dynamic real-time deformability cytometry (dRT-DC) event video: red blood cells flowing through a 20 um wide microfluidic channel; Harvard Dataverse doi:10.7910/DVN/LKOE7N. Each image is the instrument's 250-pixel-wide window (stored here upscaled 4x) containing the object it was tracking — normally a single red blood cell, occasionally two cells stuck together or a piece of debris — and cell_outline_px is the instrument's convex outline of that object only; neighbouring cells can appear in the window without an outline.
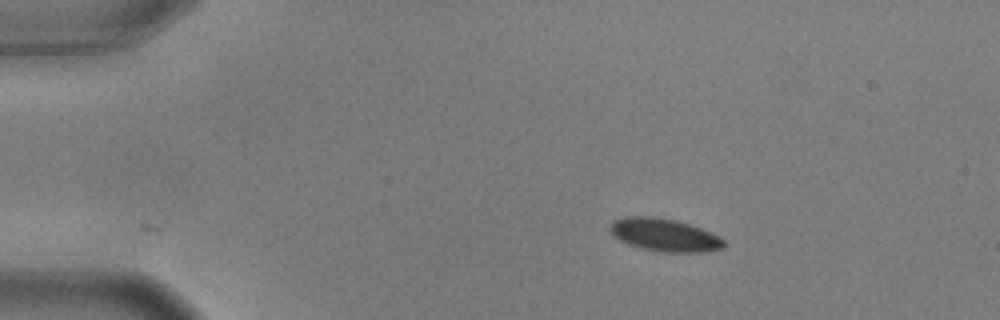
{"species": "common noctule bat (a hibernating species)", "species_latin": "Nyctalus noctula", "temperature_condition": "warm", "stored_images_in_passage": 28, "camera_frame_rate_fps": 3000, "um_per_image_px": 0.085, "animal": {"sex": "male", "body_mass_g": 17.9, "forearm_length_mm": 54.2}, "frame": {"image": 1, "passage_image": 1, "time_ms": 0.0, "image_size_px": [1000, 320], "cell_outline_px": [[724, 248], [704, 252], [664, 252], [640, 248], [628, 244], [612, 236], [608, 228], [612, 220], [624, 216], [656, 216], [676, 220], [700, 228], [720, 236], [724, 240]], "centroid_in_image_um": [56.43, 19.96], "position_along_channel_um": 28.6, "area_um2": 22.02}}
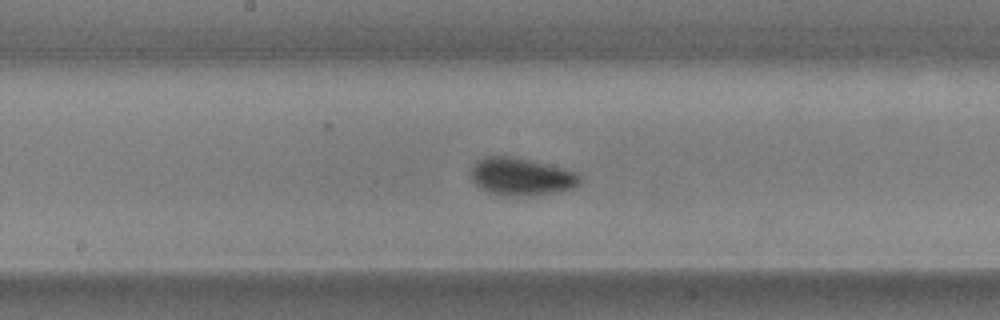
{"frame": {"image": 2, "passage_image": 21, "time_ms": 6.667, "image_size_px": [1000, 320], "cell_outline_px": [[580, 184], [572, 188], [560, 192], [528, 196], [500, 196], [488, 192], [480, 188], [472, 180], [472, 164], [476, 160], [484, 156], [512, 156], [532, 160], [568, 168], [576, 172], [580, 176]], "centroid_in_image_um": [44.32, 15.01], "position_along_channel_um": 203.9, "area_um2": 24.45}}
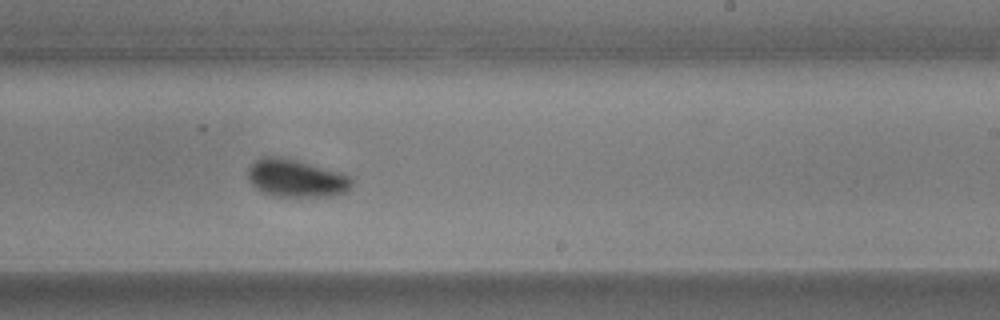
{"frame": {"image": 3, "passage_image": 26, "time_ms": 8.333, "image_size_px": [1000, 320], "cell_outline_px": [[352, 184], [344, 192], [332, 196], [272, 196], [256, 188], [252, 184], [248, 176], [248, 168], [260, 156], [280, 156], [312, 164], [340, 172], [348, 176], [352, 180]], "centroid_in_image_um": [25.14, 15.13], "position_along_channel_um": 263.9, "area_um2": 22.66}}